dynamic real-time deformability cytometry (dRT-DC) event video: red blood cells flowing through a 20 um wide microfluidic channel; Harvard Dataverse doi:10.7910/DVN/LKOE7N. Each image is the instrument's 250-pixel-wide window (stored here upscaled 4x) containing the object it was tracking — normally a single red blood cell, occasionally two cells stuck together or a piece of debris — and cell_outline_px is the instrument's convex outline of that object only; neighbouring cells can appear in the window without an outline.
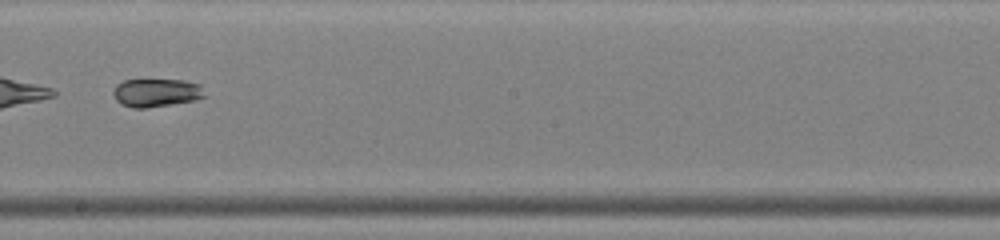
{"species": "common noctule bat (a hibernating species)", "species_latin": "Nyctalus noctula", "temperature_condition": "warm", "stored_images_in_passage": 43, "camera_frame_rate_fps": 3000, "um_per_image_px": 0.085, "animal": {"sex": "male", "body_mass_g": 19.0, "forearm_length_mm": 50.8}, "frame": {"image": 1, "passage_image": 25, "time_ms": 8.0, "image_size_px": [1000, 240], "cell_outline_px": [[204, 96], [192, 100], [144, 108], [132, 108], [120, 104], [116, 100], [112, 92], [116, 84], [124, 80], [184, 80], [200, 84]], "centroid_in_image_um": [13.21, 7.87], "position_along_channel_um": 235.0, "area_um2": 14.8}}